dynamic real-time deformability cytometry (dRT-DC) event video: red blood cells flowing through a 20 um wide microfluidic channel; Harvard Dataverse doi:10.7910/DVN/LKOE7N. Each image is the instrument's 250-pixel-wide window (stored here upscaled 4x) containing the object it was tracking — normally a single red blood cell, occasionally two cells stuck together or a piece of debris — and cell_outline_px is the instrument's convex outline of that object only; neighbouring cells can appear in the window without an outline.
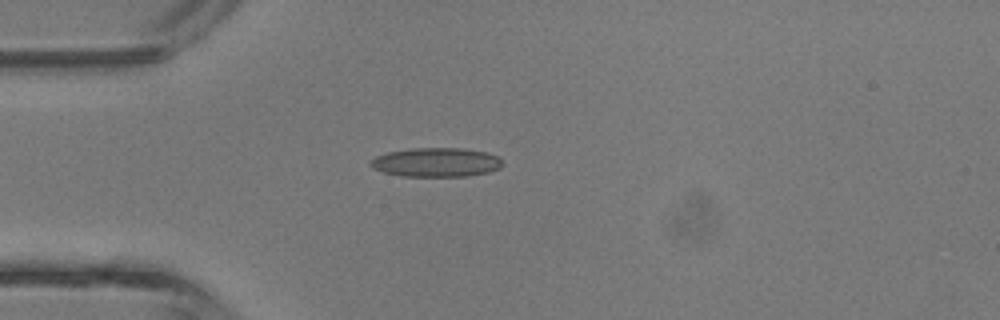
{"species": "common noctule bat (a hibernating species)", "species_latin": "Nyctalus noctula", "temperature_condition": "room temperature", "stored_images_in_passage": 33, "camera_frame_rate_fps": 3000, "um_per_image_px": 0.085, "animal": {"sex": "male", "body_mass_g": 13.3}, "frame": {"image": 1, "passage_image": 1, "time_ms": 0.0, "image_size_px": [1000, 320], "cell_outline_px": [[504, 164], [500, 168], [488, 172], [468, 176], [404, 176], [384, 172], [372, 168], [368, 164], [376, 156], [388, 152], [412, 148], [464, 148], [484, 152], [500, 156]], "centroid_in_image_um": [37.11, 13.79], "position_along_channel_um": 47.9, "area_um2": 22.43}}
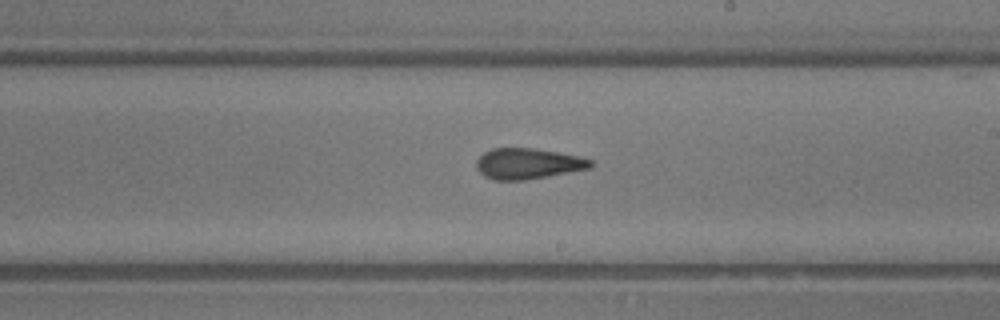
{"frame": {"image": 2, "passage_image": 14, "time_ms": 4.333, "image_size_px": [1000, 320], "cell_outline_px": [[592, 168], [548, 176], [524, 180], [492, 180], [484, 176], [476, 168], [476, 160], [484, 152], [492, 148], [532, 148], [580, 156], [592, 160]], "centroid_in_image_um": [44.86, 13.91], "position_along_channel_um": 244.1, "area_um2": 20.52}}
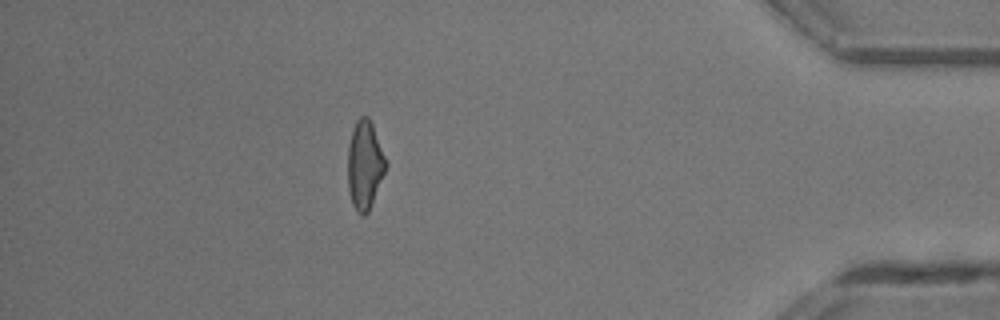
{"frame": {"image": 3, "passage_image": 27, "time_ms": 8.667, "image_size_px": [1000, 320], "cell_outline_px": [[388, 164], [368, 212], [364, 216], [360, 216], [356, 212], [352, 204], [348, 188], [348, 144], [352, 128], [356, 120], [360, 116], [368, 116], [372, 124]], "centroid_in_image_um": [30.99, 14.02], "position_along_channel_um": 404.2, "area_um2": 19.71}, "authors_computed_cell_mechanics": {"area_um2": 20.1722, "velocity_mm_per_s": 4.8278, "shape_relaxation_time_tau1_ms": 6.6022, "shape_relaxation_time_tau2_ms": 2.2325, "deformation_change_tau1": 0.2004, "deformation_change_tau2": 0.1223}}